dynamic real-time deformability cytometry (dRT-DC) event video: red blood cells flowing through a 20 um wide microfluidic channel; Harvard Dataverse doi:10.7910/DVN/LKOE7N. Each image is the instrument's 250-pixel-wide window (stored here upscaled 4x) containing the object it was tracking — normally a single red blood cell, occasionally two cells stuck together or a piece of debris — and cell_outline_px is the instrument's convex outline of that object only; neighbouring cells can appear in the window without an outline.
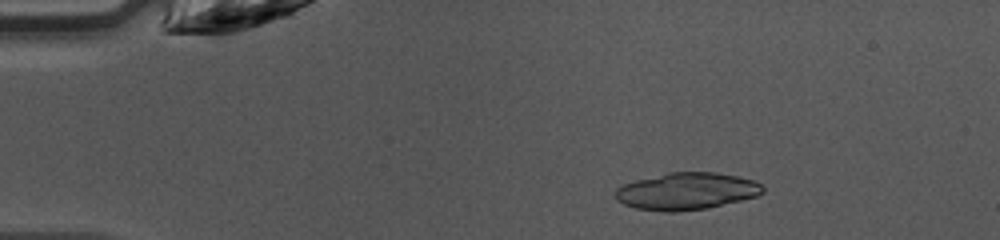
{"species": "common noctule bat (a hibernating species)", "species_latin": "Nyctalus noctula", "temperature_condition": "warm", "stored_images_in_passage": 40, "camera_frame_rate_fps": 3000, "um_per_image_px": 0.085, "animal": {"sex": "female", "body_mass_g": 10.0, "forearm_length_mm": 53.1}, "frame": {"image": 1, "passage_image": 2, "time_ms": 0.333, "image_size_px": [1000, 240], "cell_outline_px": [[764, 192], [756, 196], [740, 200], [704, 208], [676, 212], [660, 212], [636, 208], [624, 204], [616, 200], [612, 192], [616, 188], [624, 184], [636, 180], [668, 172], [716, 172], [736, 176], [752, 180], [760, 184], [764, 188]], "centroid_in_image_um": [58.29, 16.25], "position_along_channel_um": 26.7, "area_um2": 31.79}}